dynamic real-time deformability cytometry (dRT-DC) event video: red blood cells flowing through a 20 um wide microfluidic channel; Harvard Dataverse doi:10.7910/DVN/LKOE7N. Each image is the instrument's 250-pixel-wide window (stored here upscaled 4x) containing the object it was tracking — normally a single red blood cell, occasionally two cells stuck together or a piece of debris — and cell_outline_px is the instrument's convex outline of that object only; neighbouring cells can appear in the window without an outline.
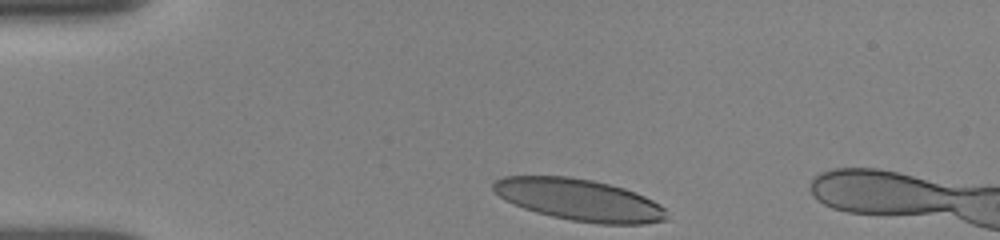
{"species": "human", "species_latin": "Homo sapiens", "temperature_condition": "room temperature", "stored_images_in_passage": 6, "camera_frame_rate_fps": 3000, "um_per_image_px": 0.085, "donor": {"sex": "female"}, "frame": {"image": 1, "passage_image": 1, "time_ms": 0.0, "image_size_px": [1000, 240], "cell_outline_px": [[668, 220], [644, 224], [600, 224], [572, 220], [552, 216], [536, 212], [524, 208], [504, 200], [492, 188], [492, 184], [496, 180], [504, 176], [568, 176], [592, 180], [624, 188], [644, 196], [652, 200], [664, 208]], "centroid_in_image_um": [49.23, 16.98], "position_along_channel_um": 35.8, "area_um2": 41.96}}